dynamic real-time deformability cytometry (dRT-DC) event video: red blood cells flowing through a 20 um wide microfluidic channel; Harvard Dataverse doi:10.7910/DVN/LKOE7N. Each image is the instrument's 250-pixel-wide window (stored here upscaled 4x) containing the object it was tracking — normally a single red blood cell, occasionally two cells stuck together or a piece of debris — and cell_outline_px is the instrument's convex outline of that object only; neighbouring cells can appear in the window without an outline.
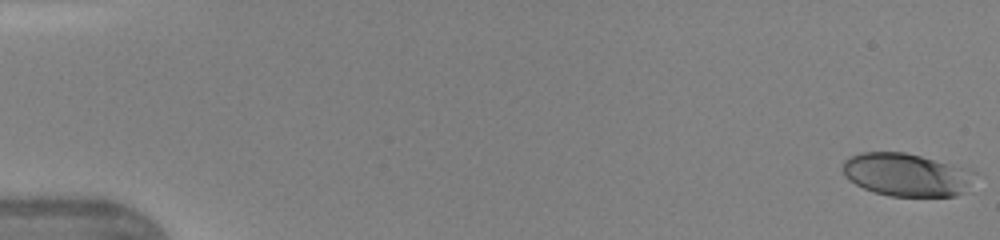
{"species": "human", "species_latin": "Homo sapiens", "temperature_condition": "warm", "stored_images_in_passage": 14, "camera_frame_rate_fps": 3000, "um_per_image_px": 0.085, "donor": {"sex": "female"}, "frame": {"image": 1, "passage_image": 1, "time_ms": 0.0, "image_size_px": [1000, 240], "cell_outline_px": [[976, 172], [964, 192], [956, 196], [888, 196], [864, 188], [848, 180], [844, 176], [840, 168], [844, 160], [848, 156], [860, 152], [904, 152], [968, 168]], "centroid_in_image_um": [76.99, 14.84], "position_along_channel_um": 8.0, "area_um2": 33.18}}
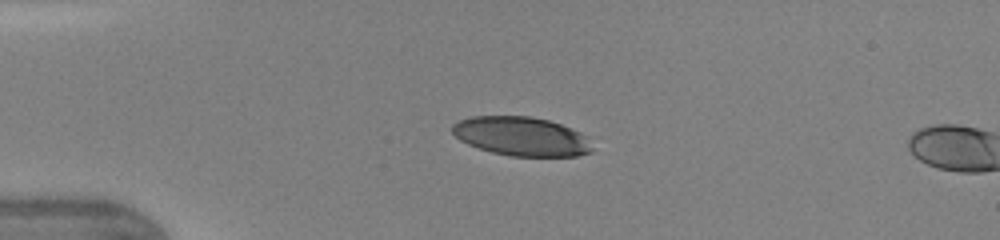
{"frame": {"image": 2, "passage_image": 12, "time_ms": 3.667, "image_size_px": [1000, 240], "cell_outline_px": [[592, 152], [576, 156], [508, 156], [492, 152], [468, 144], [460, 140], [452, 132], [452, 124], [460, 120], [472, 116], [532, 116], [548, 120], [560, 124], [580, 132], [588, 136], [592, 148]], "centroid_in_image_um": [44.33, 11.59], "position_along_channel_um": 40.7, "area_um2": 31.85}}